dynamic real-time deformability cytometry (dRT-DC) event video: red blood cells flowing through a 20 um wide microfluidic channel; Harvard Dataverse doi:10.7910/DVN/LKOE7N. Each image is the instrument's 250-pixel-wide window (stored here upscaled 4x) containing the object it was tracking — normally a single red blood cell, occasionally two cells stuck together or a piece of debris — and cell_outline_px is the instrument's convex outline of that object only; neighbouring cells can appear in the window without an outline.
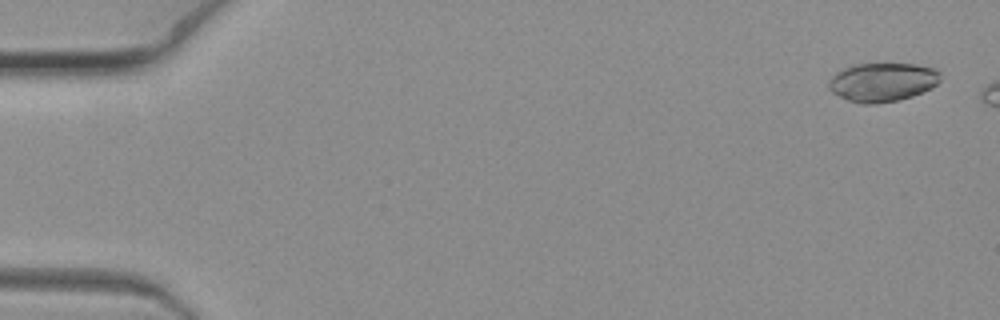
{"species": "common noctule bat (a hibernating species)", "species_latin": "Nyctalus noctula", "temperature_condition": "warm", "stored_images_in_passage": 3, "camera_frame_rate_fps": 3000, "um_per_image_px": 0.085, "animal": {"sex": "female", "body_mass_g": 19.3, "forearm_length_mm": 54.1}, "frame": {"image": 1, "passage_image": 1, "time_ms": 0.0, "image_size_px": [1000, 320], "cell_outline_px": [[940, 80], [932, 88], [912, 96], [896, 100], [872, 104], [864, 104], [848, 100], [832, 92], [828, 88], [828, 80], [840, 68], [852, 64], [916, 64], [936, 68], [940, 72]], "centroid_in_image_um": [74.99, 6.96], "position_along_channel_um": 10.0, "area_um2": 25.37}}